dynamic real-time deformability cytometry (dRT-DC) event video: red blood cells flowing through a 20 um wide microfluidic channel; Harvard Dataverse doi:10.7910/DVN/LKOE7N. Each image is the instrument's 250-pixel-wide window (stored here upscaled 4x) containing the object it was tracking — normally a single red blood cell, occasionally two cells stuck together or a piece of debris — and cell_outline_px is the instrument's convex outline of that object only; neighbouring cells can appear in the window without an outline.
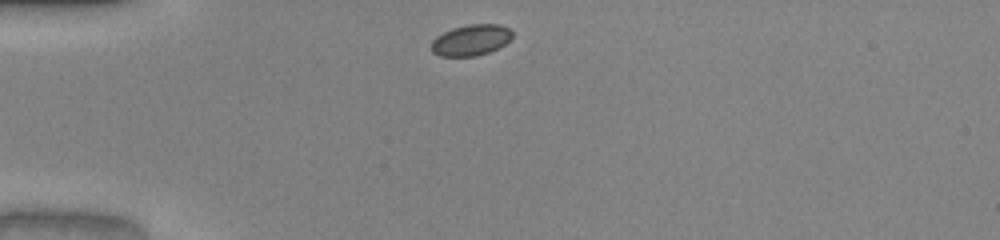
{"species": "common noctule bat (a hibernating species)", "species_latin": "Nyctalus noctula", "temperature_condition": "warm", "stored_images_in_passage": 38, "camera_frame_rate_fps": 3000, "um_per_image_px": 0.085, "animal": {"sex": "male", "body_mass_g": 20.0, "forearm_length_mm": 53.3}, "frame": {"image": 1, "passage_image": 1, "time_ms": 0.0, "image_size_px": [1000, 240], "cell_outline_px": [[512, 36], [504, 44], [488, 52], [476, 56], [440, 56], [432, 52], [432, 40], [436, 36], [452, 28], [468, 24], [500, 24], [508, 28], [512, 32]], "centroid_in_image_um": [40.01, 3.4], "position_along_channel_um": 45.0, "area_um2": 14.51}}
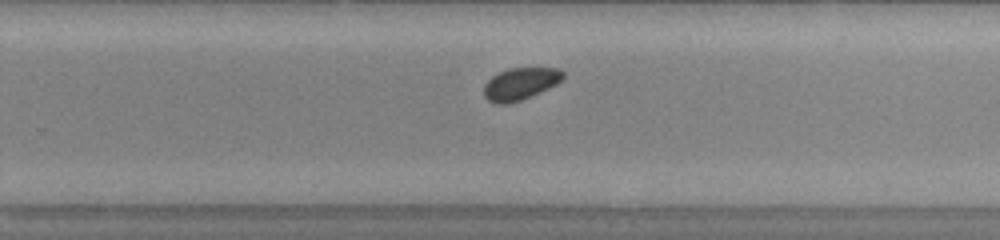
{"frame": {"image": 2, "passage_image": 21, "time_ms": 6.667, "image_size_px": [1000, 240], "cell_outline_px": [[564, 76], [556, 84], [540, 92], [520, 100], [508, 104], [496, 104], [488, 100], [484, 96], [484, 84], [492, 76], [508, 68], [556, 68], [564, 72]], "centroid_in_image_um": [44.2, 7.12], "position_along_channel_um": 285.6, "area_um2": 14.68}}
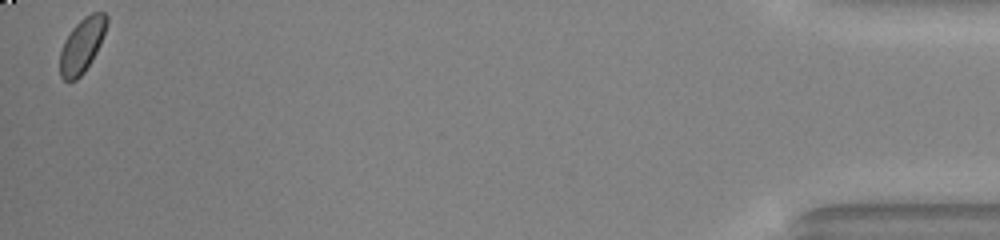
{"frame": {"image": 3, "passage_image": 38, "time_ms": 12.333, "image_size_px": [1000, 240], "cell_outline_px": [[108, 20], [100, 44], [92, 60], [84, 72], [76, 80], [64, 80], [60, 76], [60, 52], [64, 40], [72, 28], [80, 20], [92, 12], [104, 12], [108, 16]], "centroid_in_image_um": [6.96, 3.84], "position_along_channel_um": 428.2, "area_um2": 14.74}, "authors_computed_cell_mechanics": {"area_um2": 15.0858, "velocity_mm_per_s": 4.0369, "shape_relaxation_time_tau1_ms": 3.3486, "shape_relaxation_time_tau2_ms": null, "deformation_change_tau1": 0.0954, "deformation_change_tau2": null}}